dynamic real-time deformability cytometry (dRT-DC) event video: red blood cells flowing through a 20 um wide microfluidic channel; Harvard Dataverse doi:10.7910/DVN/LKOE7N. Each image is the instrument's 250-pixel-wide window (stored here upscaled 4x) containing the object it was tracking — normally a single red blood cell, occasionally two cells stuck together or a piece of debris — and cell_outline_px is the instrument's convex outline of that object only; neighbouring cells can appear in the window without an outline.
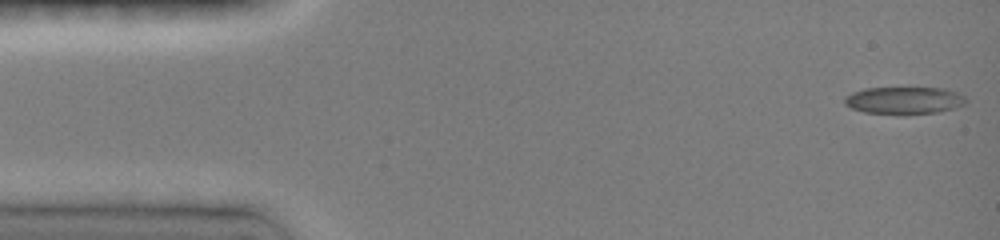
{"species": "common noctule bat (a hibernating species)", "species_latin": "Nyctalus noctula", "temperature_condition": "room temperature", "stored_images_in_passage": 22, "camera_frame_rate_fps": 3000, "um_per_image_px": 0.085, "animal": {"sex": "female", "body_mass_g": 19.0, "forearm_length_mm": 51.5}, "frame": {"image": 1, "passage_image": 1, "time_ms": 0.0, "image_size_px": [1000, 240], "cell_outline_px": [[968, 100], [964, 104], [956, 108], [936, 112], [904, 116], [900, 116], [864, 112], [852, 108], [844, 104], [844, 96], [852, 92], [864, 88], [944, 88], [956, 92], [964, 96]], "centroid_in_image_um": [76.83, 8.56], "position_along_channel_um": 8.2, "area_um2": 19.83}}
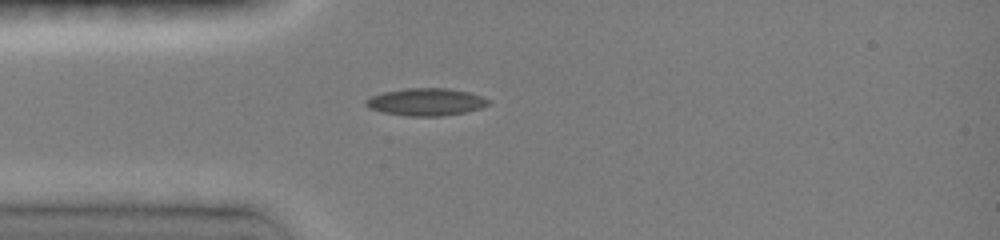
{"frame": {"image": 2, "passage_image": 12, "time_ms": 3.667, "image_size_px": [1000, 240], "cell_outline_px": [[488, 104], [480, 108], [464, 112], [440, 116], [404, 116], [384, 112], [368, 108], [364, 104], [364, 100], [372, 96], [384, 92], [404, 88], [448, 88], [468, 92], [480, 96], [488, 100]], "centroid_in_image_um": [36.15, 8.66], "position_along_channel_um": 48.9, "area_um2": 19.42}}
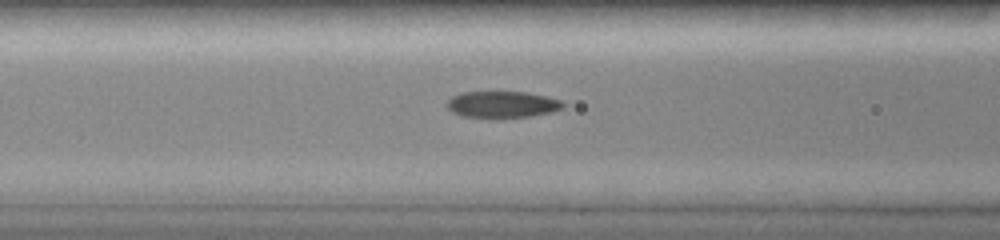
{"frame": {"image": 3, "passage_image": 18, "time_ms": 5.667, "image_size_px": [1000, 240], "cell_outline_px": [[564, 108], [552, 112], [528, 116], [464, 116], [452, 112], [448, 108], [448, 100], [452, 96], [460, 92], [528, 92], [560, 100], [564, 104]], "centroid_in_image_um": [42.7, 8.85], "position_along_channel_um": 123.9, "area_um2": 17.4}}